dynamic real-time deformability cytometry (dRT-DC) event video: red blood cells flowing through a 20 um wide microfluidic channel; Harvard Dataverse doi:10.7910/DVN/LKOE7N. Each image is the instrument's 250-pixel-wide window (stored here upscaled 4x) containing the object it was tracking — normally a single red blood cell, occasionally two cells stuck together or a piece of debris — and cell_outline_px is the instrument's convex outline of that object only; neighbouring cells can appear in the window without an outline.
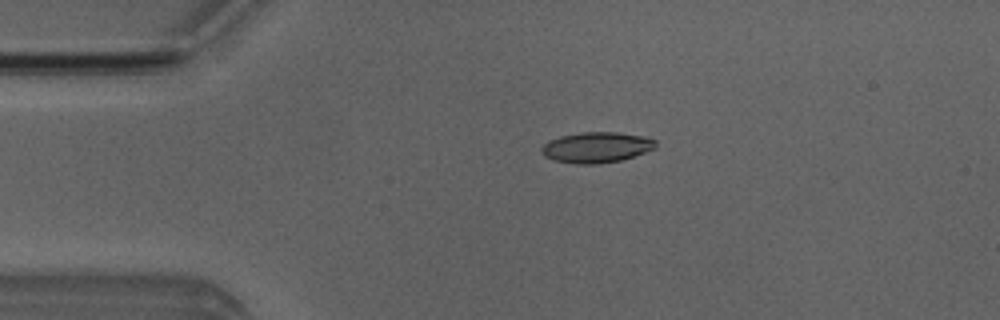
{"species": "Egyptian fruit bat (a non-hibernating species)", "species_latin": "Rousettus aegyptiacus", "temperature_condition": "room temperature", "stored_images_in_passage": 4, "camera_frame_rate_fps": 3000, "um_per_image_px": 0.085, "animal": {"sex": "male"}, "frame": {"image": 1, "passage_image": 3, "time_ms": 2.333, "image_size_px": [1000, 320], "cell_outline_px": [[656, 148], [620, 160], [596, 164], [576, 164], [552, 160], [544, 156], [540, 152], [540, 148], [548, 140], [560, 136], [580, 132], [616, 132], [644, 136], [656, 140]], "centroid_in_image_um": [50.65, 12.52], "position_along_channel_um": 34.4, "area_um2": 20.46}}